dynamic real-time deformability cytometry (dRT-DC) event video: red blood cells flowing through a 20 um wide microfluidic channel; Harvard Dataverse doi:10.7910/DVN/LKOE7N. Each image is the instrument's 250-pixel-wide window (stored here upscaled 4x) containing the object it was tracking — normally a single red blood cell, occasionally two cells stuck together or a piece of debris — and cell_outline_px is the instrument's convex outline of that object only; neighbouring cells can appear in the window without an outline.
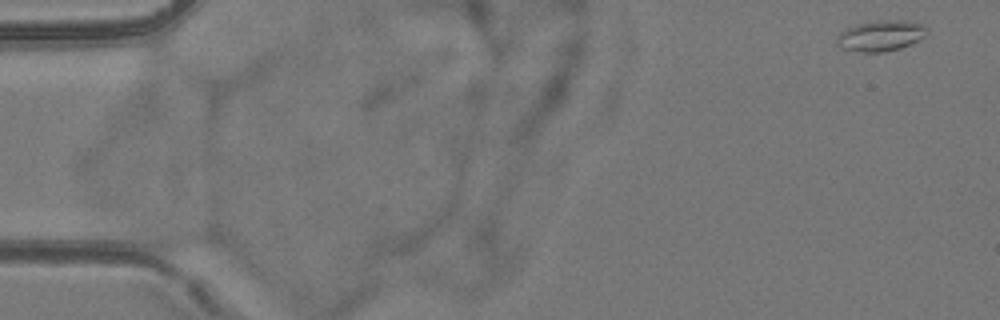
{"species": "common noctule bat (a hibernating species)", "species_latin": "Nyctalus noctula", "temperature_condition": "room temperature", "stored_images_in_passage": 54, "camera_frame_rate_fps": 3000, "um_per_image_px": 0.085, "animal": {"sex": "female", "body_mass_g": 24.6, "forearm_length_mm": 56.2}, "frame": {"image": 1, "passage_image": 1, "time_ms": 0.0, "image_size_px": [1000, 320], "cell_outline_px": [[928, 32], [920, 40], [900, 48], [884, 52], [864, 52], [840, 48], [836, 44], [836, 36], [840, 32], [856, 24], [876, 20], [912, 20], [924, 24], [928, 28]], "centroid_in_image_um": [74.89, 3.02], "position_along_channel_um": 10.1, "area_um2": 16.47}}
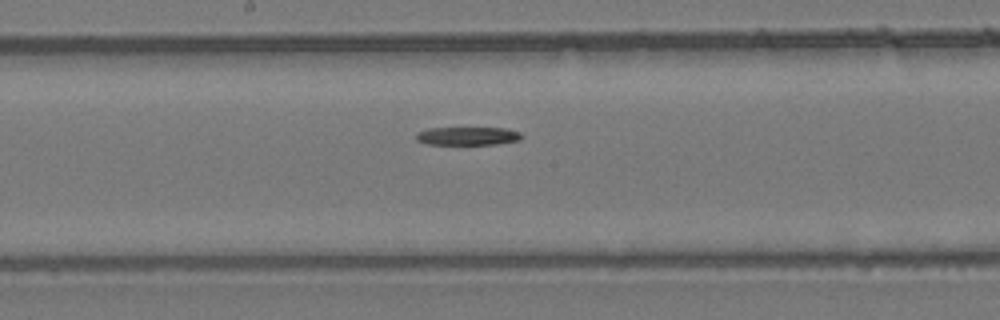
{"frame": {"image": 2, "passage_image": 28, "time_ms": 9.0, "image_size_px": [1000, 320], "cell_outline_px": [[524, 136], [520, 140], [496, 144], [424, 144], [416, 140], [416, 132], [428, 128], [504, 128], [520, 132]], "centroid_in_image_um": [39.74, 11.56], "position_along_channel_um": 208.5, "area_um2": 11.27}}
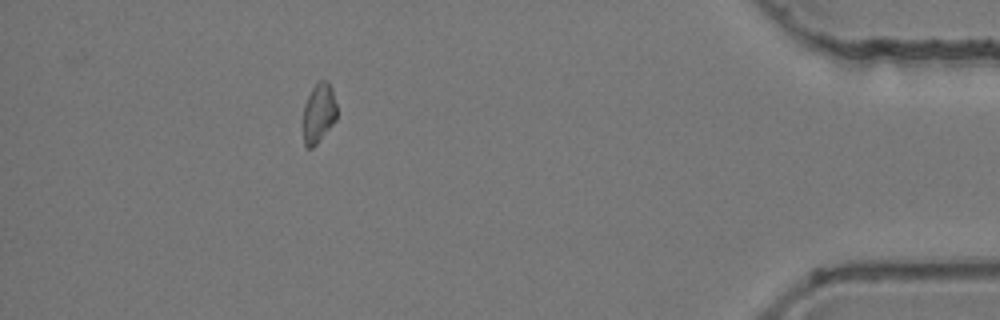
{"frame": {"image": 3, "passage_image": 48, "time_ms": 15.667, "image_size_px": [1000, 320], "cell_outline_px": [[336, 120], [316, 144], [312, 148], [304, 148], [304, 104], [312, 88], [320, 80], [328, 80], [332, 88], [336, 104]], "centroid_in_image_um": [27.1, 9.6], "position_along_channel_um": 408.1, "area_um2": 11.62}}